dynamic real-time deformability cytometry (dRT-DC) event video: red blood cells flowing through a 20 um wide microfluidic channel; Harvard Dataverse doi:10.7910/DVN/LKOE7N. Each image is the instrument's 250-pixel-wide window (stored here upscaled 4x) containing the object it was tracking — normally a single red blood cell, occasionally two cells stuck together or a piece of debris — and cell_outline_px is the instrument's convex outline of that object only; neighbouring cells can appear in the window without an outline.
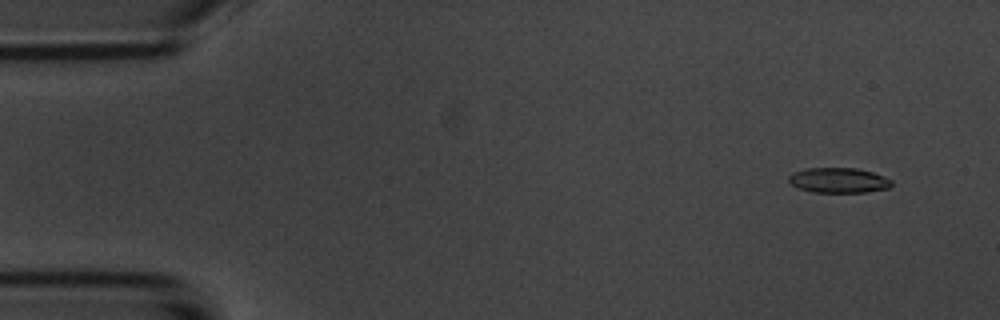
{"species": "common noctule bat (a hibernating species)", "species_latin": "Nyctalus noctula", "temperature_condition": "room temperature", "stored_images_in_passage": 53, "camera_frame_rate_fps": 3000, "um_per_image_px": 0.085, "animal": {"sex": "male", "body_mass_g": 20.1, "forearm_length_mm": 53.5}, "frame": {"image": 1, "passage_image": 3, "time_ms": 0.667, "image_size_px": [1000, 320], "cell_outline_px": [[892, 188], [864, 192], [812, 192], [796, 188], [788, 180], [788, 176], [796, 172], [808, 168], [856, 168], [872, 172], [892, 180]], "centroid_in_image_um": [71.29, 15.33], "position_along_channel_um": 13.7, "area_um2": 15.03}}
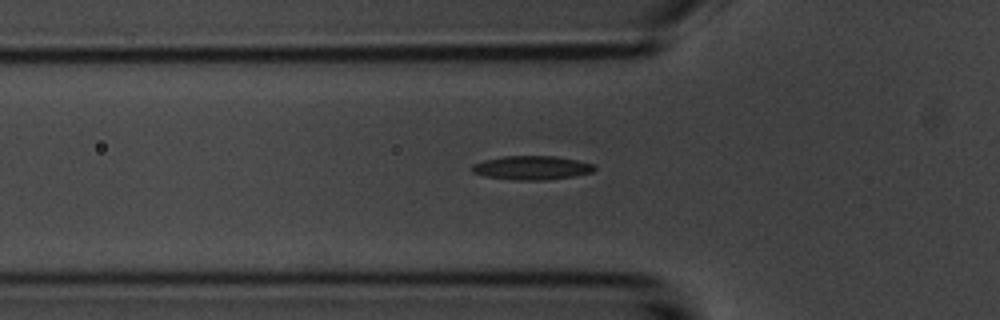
{"frame": {"image": 2, "passage_image": 17, "time_ms": 5.333, "image_size_px": [1000, 320], "cell_outline_px": [[596, 168], [592, 172], [572, 176], [544, 180], [516, 180], [484, 176], [472, 172], [472, 164], [484, 160], [504, 156], [556, 156], [596, 164]], "centroid_in_image_um": [45.2, 14.25], "position_along_channel_um": 80.6, "area_um2": 16.99}}
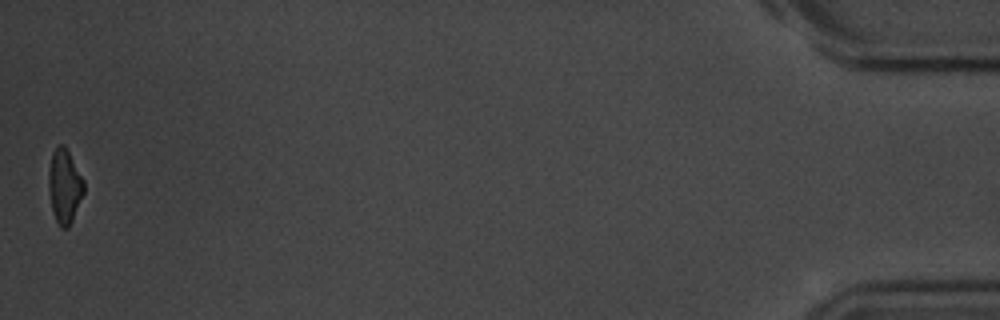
{"frame": {"image": 3, "passage_image": 53, "time_ms": 17.333, "image_size_px": [1000, 320], "cell_outline_px": [[84, 192], [72, 220], [68, 228], [60, 228], [56, 220], [52, 208], [48, 188], [48, 172], [52, 152], [60, 144], [64, 144], [84, 180]], "centroid_in_image_um": [5.47, 15.82], "position_along_channel_um": 429.7, "area_um2": 15.09}, "authors_computed_cell_mechanics": {"area_um2": 16.0684, "velocity_mm_per_s": 3.7009, "shape_relaxation_time_tau1_ms": 3.3047, "shape_relaxation_time_tau2_ms": 5.4546, "deformation_change_tau1": 0.1181, "deformation_change_tau2": 0.1327}}